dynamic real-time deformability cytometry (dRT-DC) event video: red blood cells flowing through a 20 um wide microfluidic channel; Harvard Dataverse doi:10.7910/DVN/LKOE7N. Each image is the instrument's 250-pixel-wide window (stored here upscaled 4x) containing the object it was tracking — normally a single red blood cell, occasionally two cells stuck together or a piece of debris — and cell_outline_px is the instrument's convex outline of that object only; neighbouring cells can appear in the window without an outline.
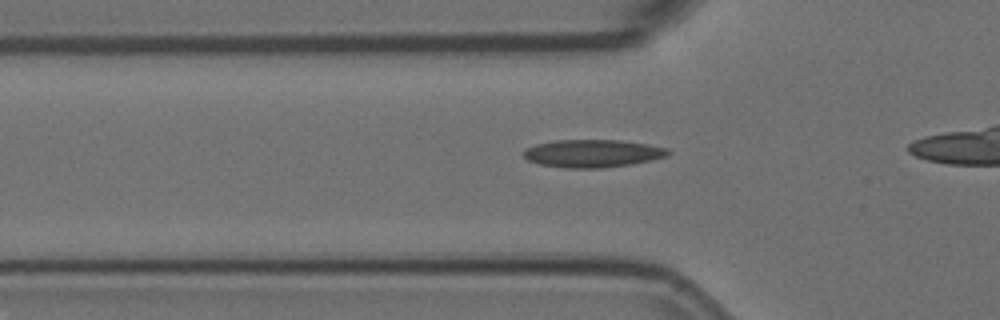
{"species": "Egyptian fruit bat (a non-hibernating species)", "species_latin": "Rousettus aegyptiacus", "temperature_condition": "room temperature", "stored_images_in_passage": 12, "camera_frame_rate_fps": 3000, "um_per_image_px": 0.085, "animal": {"sex": "female"}, "frame": {"image": 1, "passage_image": 6, "time_ms": 1.667, "image_size_px": [1000, 320], "cell_outline_px": [[672, 152], [668, 156], [652, 160], [632, 164], [600, 168], [564, 168], [540, 164], [528, 160], [524, 156], [524, 152], [528, 148], [536, 144], [556, 140], [620, 140], [648, 144], [668, 148]], "centroid_in_image_um": [50.43, 13.04], "position_along_channel_um": 75.4, "area_um2": 23.41}}
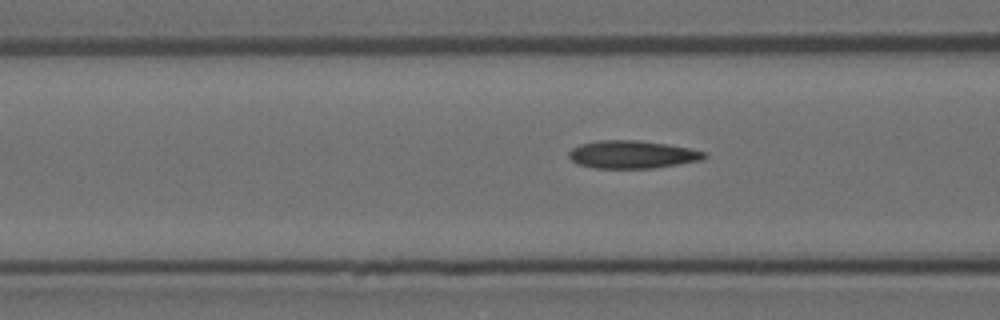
{"frame": {"image": 2, "passage_image": 9, "time_ms": 2.667, "image_size_px": [1000, 320], "cell_outline_px": [[708, 156], [704, 160], [652, 168], [592, 168], [576, 164], [568, 156], [568, 152], [572, 148], [580, 144], [600, 140], [640, 140], [668, 144], [688, 148], [704, 152]], "centroid_in_image_um": [53.72, 13.13], "position_along_channel_um": 112.9, "area_um2": 22.08}}